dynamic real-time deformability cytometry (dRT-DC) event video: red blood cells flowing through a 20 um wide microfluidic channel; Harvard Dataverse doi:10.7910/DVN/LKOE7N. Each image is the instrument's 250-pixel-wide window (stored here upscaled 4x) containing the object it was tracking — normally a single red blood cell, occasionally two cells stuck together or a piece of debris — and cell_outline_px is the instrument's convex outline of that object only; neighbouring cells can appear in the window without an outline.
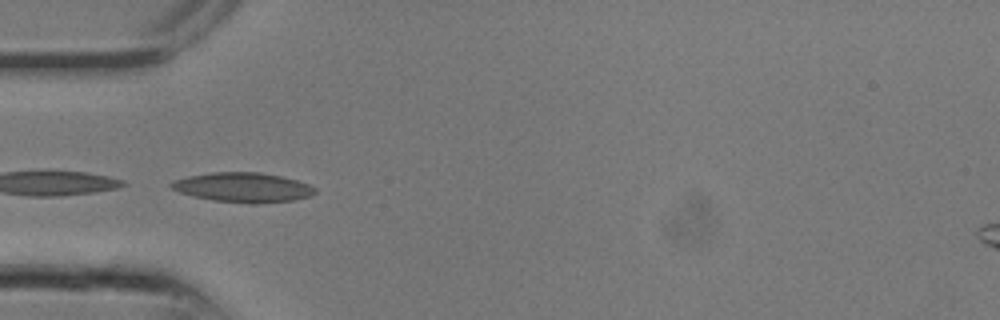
{"species": "common noctule bat (a hibernating species)", "species_latin": "Nyctalus noctula", "temperature_condition": "room temperature", "stored_images_in_passage": 14, "camera_frame_rate_fps": 3000, "um_per_image_px": 0.085, "animal": {"sex": "male", "body_mass_g": 13.3}, "frame": {"image": 1, "passage_image": 8, "time_ms": 2.333, "image_size_px": [1000, 320], "cell_outline_px": [[316, 192], [312, 196], [292, 200], [252, 204], [212, 200], [192, 196], [180, 192], [172, 188], [168, 184], [172, 180], [188, 176], [212, 172], [260, 172], [280, 176], [296, 180], [308, 184], [316, 188]], "centroid_in_image_um": [20.64, 15.93], "position_along_channel_um": 64.4, "area_um2": 24.85}}
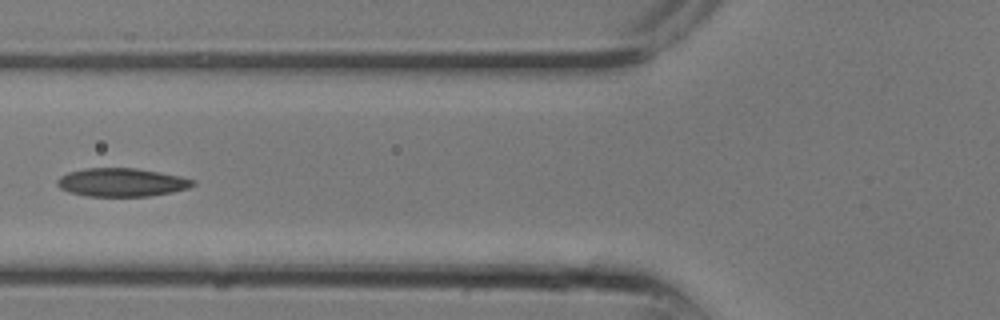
{"frame": {"image": 2, "passage_image": 10, "time_ms": 3.0, "image_size_px": [1000, 320], "cell_outline_px": [[196, 184], [188, 188], [172, 192], [148, 196], [88, 196], [68, 192], [60, 188], [56, 184], [56, 180], [60, 176], [68, 172], [84, 168], [136, 168], [180, 176], [196, 180]], "centroid_in_image_um": [10.32, 15.5], "position_along_channel_um": 115.5, "area_um2": 22.48}}